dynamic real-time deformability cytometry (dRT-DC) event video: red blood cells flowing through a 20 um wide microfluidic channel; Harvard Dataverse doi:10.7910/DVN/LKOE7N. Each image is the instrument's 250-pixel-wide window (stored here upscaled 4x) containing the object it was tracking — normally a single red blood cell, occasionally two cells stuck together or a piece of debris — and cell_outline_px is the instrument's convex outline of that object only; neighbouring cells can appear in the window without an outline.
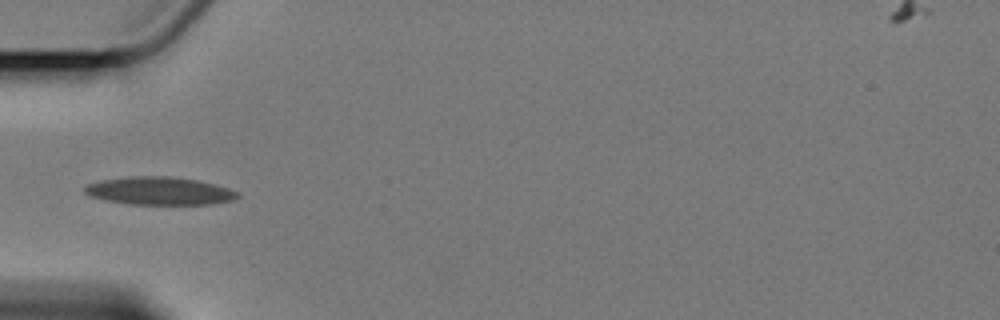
{"species": "Egyptian fruit bat (a non-hibernating species)", "species_latin": "Rousettus aegyptiacus", "temperature_condition": "cold", "stored_images_in_passage": 11, "camera_frame_rate_fps": 3000, "um_per_image_px": 0.085, "animal": {"sex": "female"}, "frame": {"image": 1, "passage_image": 1, "time_ms": 0.0, "image_size_px": [1000, 320], "cell_outline_px": [[240, 196], [232, 200], [212, 204], [128, 204], [104, 200], [88, 196], [84, 192], [84, 188], [88, 184], [100, 180], [128, 176], [168, 176], [196, 180], [216, 184], [240, 192]], "centroid_in_image_um": [13.54, 16.23], "position_along_channel_um": 71.5, "area_um2": 25.03}}
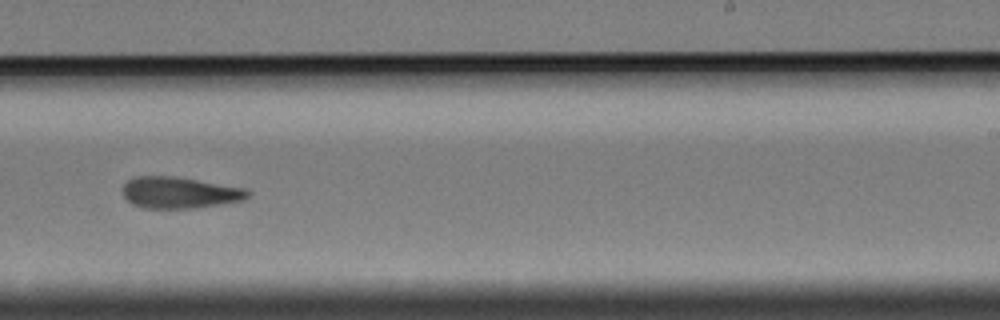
{"frame": {"image": 2, "passage_image": 6, "time_ms": 6.0, "image_size_px": [1000, 320], "cell_outline_px": [[252, 192], [244, 200], [196, 208], [144, 208], [132, 204], [124, 196], [124, 184], [128, 180], [136, 176], [176, 176], [248, 188]], "centroid_in_image_um": [15.32, 16.36], "position_along_channel_um": 273.7, "area_um2": 23.06}}
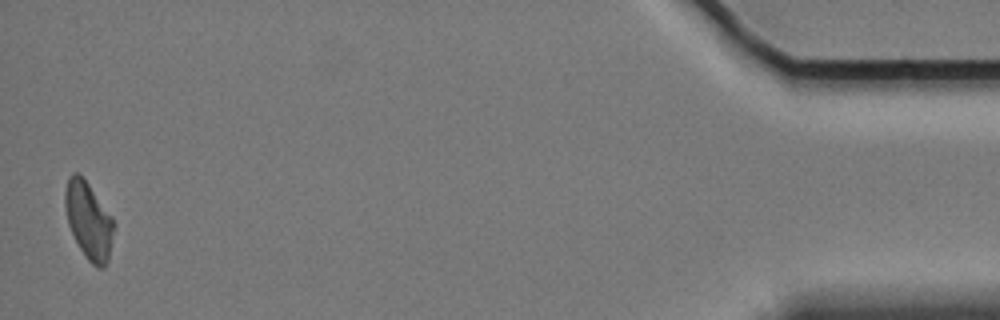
{"frame": {"image": 3, "passage_image": 11, "time_ms": 13.0, "image_size_px": [1000, 320], "cell_outline_px": [[112, 232], [108, 260], [104, 268], [96, 268], [88, 260], [80, 248], [68, 224], [64, 204], [64, 192], [68, 176], [72, 172], [76, 172], [88, 184], [112, 216]], "centroid_in_image_um": [7.49, 18.73], "position_along_channel_um": 427.7, "area_um2": 21.39}, "authors_computed_cell_mechanics": {"area_um2": 22.831, "velocity_mm_per_s": 3.3765, "shape_relaxation_time_tau1_ms": null, "shape_relaxation_time_tau2_ms": 9.3387, "deformation_change_tau1": null, "deformation_change_tau2": 0.1624}}